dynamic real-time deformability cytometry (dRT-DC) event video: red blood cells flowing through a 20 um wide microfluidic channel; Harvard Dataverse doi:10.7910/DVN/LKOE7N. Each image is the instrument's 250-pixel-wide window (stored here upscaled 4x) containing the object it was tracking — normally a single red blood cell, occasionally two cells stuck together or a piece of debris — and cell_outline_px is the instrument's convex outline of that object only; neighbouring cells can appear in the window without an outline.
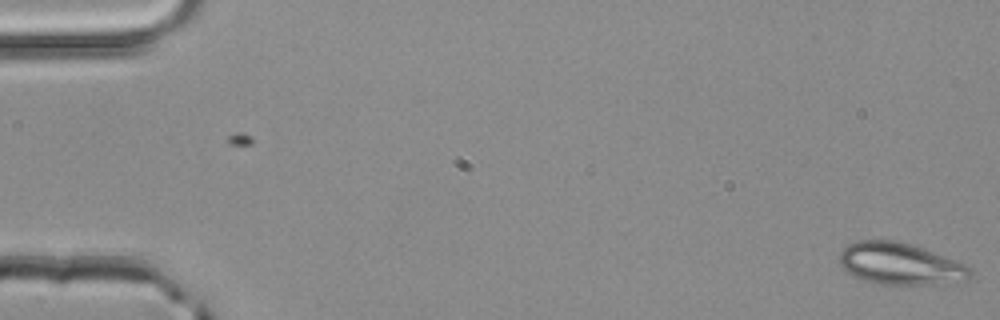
{"species": "common noctule bat (a hibernating species)", "species_latin": "Nyctalus noctula", "temperature_condition": "room temperature", "stored_images_in_passage": 2, "camera_frame_rate_fps": 3000, "um_per_image_px": 0.085, "animal": {"sex": "male", "body_mass_g": 20.4}, "frame": {"image": 1, "passage_image": 2, "time_ms": 0.333, "image_size_px": [1000, 320], "cell_outline_px": [[972, 276], [968, 280], [940, 284], [880, 284], [864, 280], [844, 272], [840, 264], [840, 252], [848, 244], [856, 240], [892, 240], [908, 244], [932, 252], [964, 264], [972, 268]], "centroid_in_image_um": [76.49, 22.44], "position_along_channel_um": 8.5, "area_um2": 31.67}}